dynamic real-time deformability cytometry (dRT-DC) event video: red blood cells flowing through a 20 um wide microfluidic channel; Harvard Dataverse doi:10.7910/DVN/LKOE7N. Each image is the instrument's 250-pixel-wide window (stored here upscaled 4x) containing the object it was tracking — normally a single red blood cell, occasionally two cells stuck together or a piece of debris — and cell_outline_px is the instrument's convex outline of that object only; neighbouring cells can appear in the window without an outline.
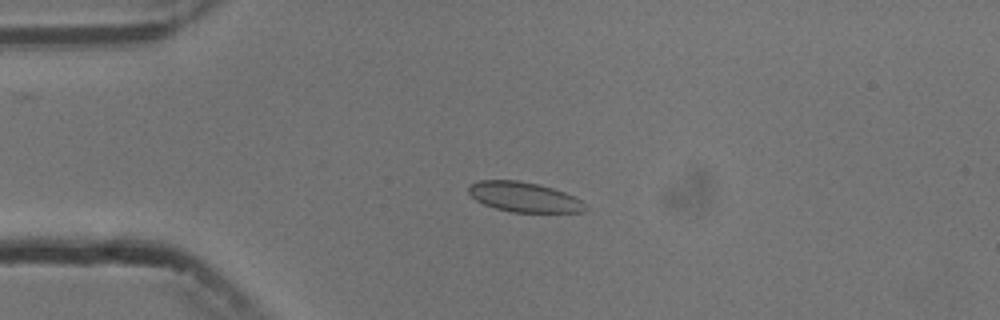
{"species": "common noctule bat (a hibernating species)", "species_latin": "Nyctalus noctula", "temperature_condition": "cold", "stored_images_in_passage": 7, "camera_frame_rate_fps": 3000, "um_per_image_px": 0.085, "animal": {"sex": "male", "body_mass_g": 13.3}, "frame": {"image": 1, "passage_image": 5, "time_ms": 4.333, "image_size_px": [1000, 320], "cell_outline_px": [[588, 208], [584, 212], [512, 212], [496, 208], [484, 204], [476, 200], [468, 192], [468, 188], [472, 184], [480, 180], [516, 180], [536, 184], [552, 188], [564, 192], [580, 200]], "centroid_in_image_um": [44.54, 16.75], "position_along_channel_um": 40.5, "area_um2": 20.06}}
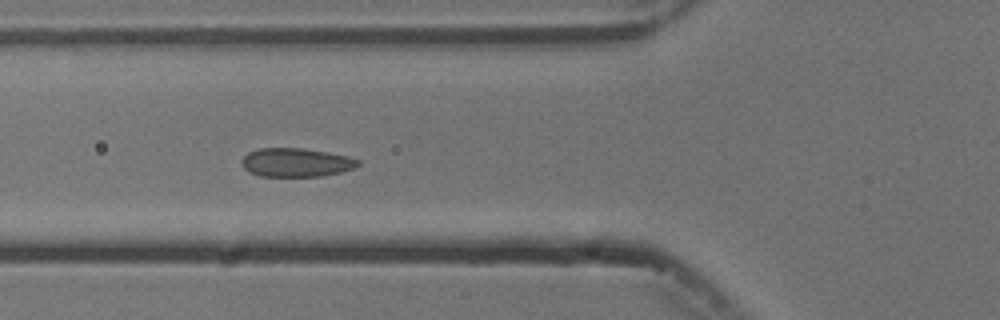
{"frame": {"image": 2, "passage_image": 7, "time_ms": 6.667, "image_size_px": [1000, 320], "cell_outline_px": [[360, 164], [356, 168], [340, 172], [320, 176], [260, 176], [248, 172], [240, 164], [240, 160], [248, 152], [260, 148], [300, 148], [328, 152], [348, 156], [360, 160]], "centroid_in_image_um": [25.15, 13.81], "position_along_channel_um": 100.6, "area_um2": 19.59}}